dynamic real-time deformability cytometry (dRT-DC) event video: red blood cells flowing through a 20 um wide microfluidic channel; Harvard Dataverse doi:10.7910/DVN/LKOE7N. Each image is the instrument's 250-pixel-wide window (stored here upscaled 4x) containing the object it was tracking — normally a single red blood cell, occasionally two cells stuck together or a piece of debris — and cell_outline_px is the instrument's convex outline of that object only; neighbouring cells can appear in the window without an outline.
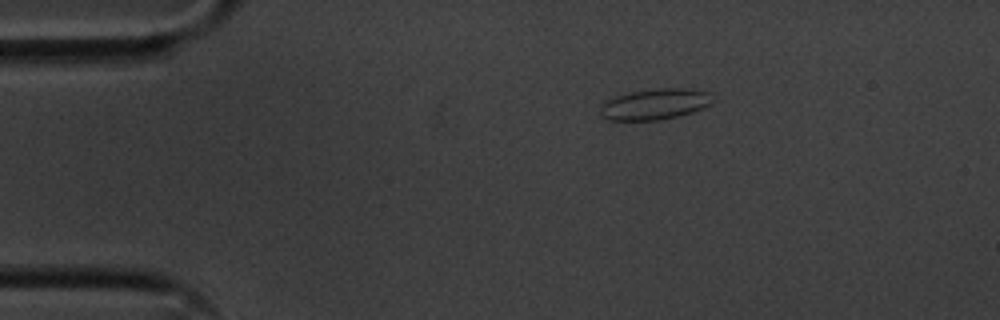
{"species": "common noctule bat (a hibernating species)", "species_latin": "Nyctalus noctula", "temperature_condition": "cold", "stored_images_in_passage": 4, "camera_frame_rate_fps": 3000, "um_per_image_px": 0.085, "animal": {"sex": "male", "body_mass_g": 20.1, "forearm_length_mm": 53.5}, "frame": {"image": 1, "passage_image": 1, "time_ms": 0.0, "image_size_px": [1000, 320], "cell_outline_px": [[716, 100], [712, 104], [704, 108], [680, 116], [660, 120], [608, 120], [600, 116], [600, 104], [604, 100], [616, 96], [632, 92], [656, 88], [688, 88], [712, 92]], "centroid_in_image_um": [55.72, 8.85], "position_along_channel_um": 29.3, "area_um2": 20.81}}
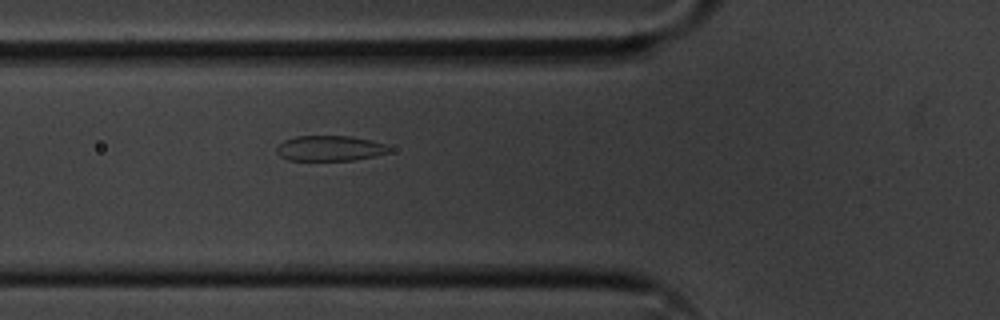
{"frame": {"image": 2, "passage_image": 4, "time_ms": 1.0, "image_size_px": [1000, 320], "cell_outline_px": [[388, 152], [372, 156], [352, 160], [288, 160], [280, 156], [276, 152], [276, 148], [284, 140], [296, 136], [352, 136], [372, 140], [384, 144], [388, 148]], "centroid_in_image_um": [27.98, 12.6], "position_along_channel_um": 97.8, "area_um2": 16.42}}